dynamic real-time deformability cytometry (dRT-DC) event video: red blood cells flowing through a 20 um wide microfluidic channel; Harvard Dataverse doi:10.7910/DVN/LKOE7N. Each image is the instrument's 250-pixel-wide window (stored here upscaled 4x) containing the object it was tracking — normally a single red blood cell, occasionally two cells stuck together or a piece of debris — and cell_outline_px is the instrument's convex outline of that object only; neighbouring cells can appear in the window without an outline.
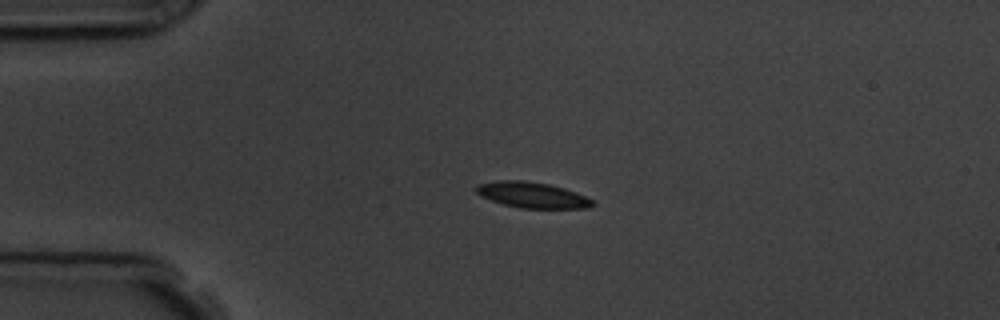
{"species": "common noctule bat (a hibernating species)", "species_latin": "Nyctalus noctula", "temperature_condition": "room temperature", "stored_images_in_passage": 2, "camera_frame_rate_fps": 3000, "um_per_image_px": 0.085, "animal": {"sex": "male", "body_mass_g": 19.5, "forearm_length_mm": 54.6}, "frame": {"image": 1, "passage_image": 1, "time_ms": 0.0, "image_size_px": [1000, 320], "cell_outline_px": [[596, 204], [588, 208], [520, 208], [504, 204], [480, 196], [476, 192], [476, 184], [500, 180], [524, 180], [548, 184], [564, 188], [576, 192], [592, 200]], "centroid_in_image_um": [45.23, 16.57], "position_along_channel_um": 39.8, "area_um2": 17.4}}